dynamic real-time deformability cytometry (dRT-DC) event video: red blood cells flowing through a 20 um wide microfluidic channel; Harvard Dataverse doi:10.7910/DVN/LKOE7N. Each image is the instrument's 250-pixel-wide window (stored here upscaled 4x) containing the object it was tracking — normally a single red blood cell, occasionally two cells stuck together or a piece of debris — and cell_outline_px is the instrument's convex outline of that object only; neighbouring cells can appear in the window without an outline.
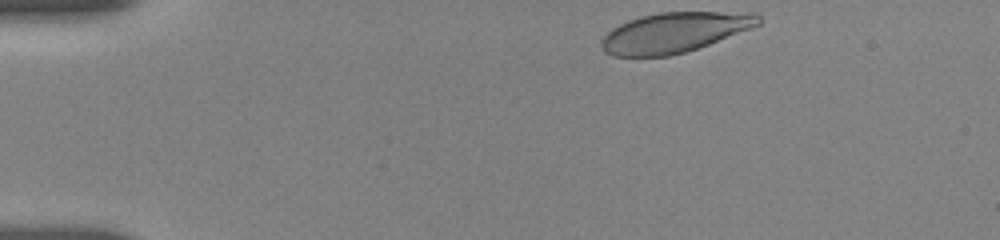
{"species": "human", "species_latin": "Homo sapiens", "temperature_condition": "room temperature", "stored_images_in_passage": 15, "camera_frame_rate_fps": 3000, "um_per_image_px": 0.085, "donor": {"sex": "female"}, "frame": {"image": 1, "passage_image": 1, "time_ms": 0.0, "image_size_px": [1000, 240], "cell_outline_px": [[760, 24], [708, 44], [684, 52], [668, 56], [612, 56], [604, 52], [600, 44], [600, 40], [612, 28], [628, 20], [640, 16], [660, 12], [756, 12], [760, 16]], "centroid_in_image_um": [57.29, 2.75], "position_along_channel_um": 27.7, "area_um2": 36.47}}
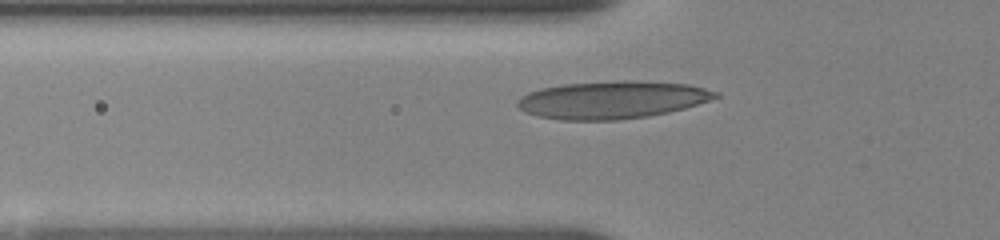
{"frame": {"image": 2, "passage_image": 14, "time_ms": 3.333, "image_size_px": [1000, 240], "cell_outline_px": [[720, 96], [684, 108], [668, 112], [648, 116], [616, 120], [560, 120], [536, 116], [524, 112], [516, 104], [516, 100], [520, 96], [528, 92], [544, 88], [564, 84], [624, 80], [636, 80], [688, 84], [720, 92]], "centroid_in_image_um": [52.0, 8.48], "position_along_channel_um": 73.8, "area_um2": 43.41}}